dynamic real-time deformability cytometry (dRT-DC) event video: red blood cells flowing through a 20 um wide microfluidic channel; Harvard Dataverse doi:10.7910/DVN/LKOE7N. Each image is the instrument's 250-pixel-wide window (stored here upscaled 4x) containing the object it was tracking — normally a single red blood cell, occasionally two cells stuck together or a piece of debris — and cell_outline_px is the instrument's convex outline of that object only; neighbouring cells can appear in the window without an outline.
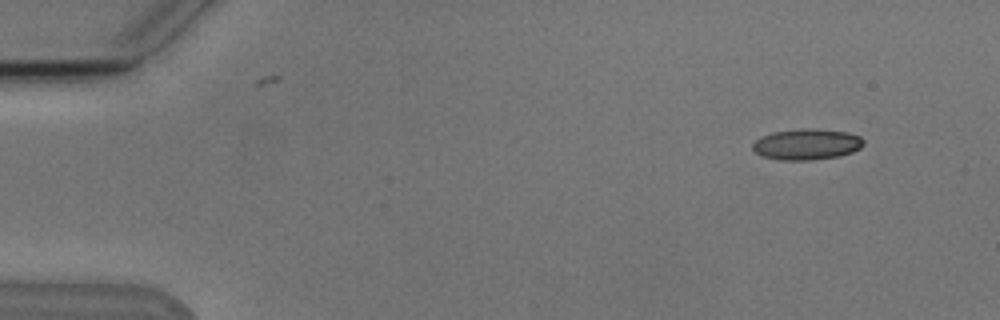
{"species": "Egyptian fruit bat (a non-hibernating species)", "species_latin": "Rousettus aegyptiacus", "temperature_condition": "cold", "stored_images_in_passage": 4, "camera_frame_rate_fps": 3000, "um_per_image_px": 0.085, "animal": {"sex": "male"}, "frame": {"image": 1, "passage_image": 1, "time_ms": 0.0, "image_size_px": [1000, 320], "cell_outline_px": [[864, 144], [860, 148], [852, 152], [840, 156], [812, 160], [780, 160], [760, 156], [752, 148], [752, 144], [760, 136], [772, 132], [804, 128], [816, 128], [848, 132], [860, 136], [864, 140]], "centroid_in_image_um": [68.57, 12.26], "position_along_channel_um": 16.4, "area_um2": 20.29}}